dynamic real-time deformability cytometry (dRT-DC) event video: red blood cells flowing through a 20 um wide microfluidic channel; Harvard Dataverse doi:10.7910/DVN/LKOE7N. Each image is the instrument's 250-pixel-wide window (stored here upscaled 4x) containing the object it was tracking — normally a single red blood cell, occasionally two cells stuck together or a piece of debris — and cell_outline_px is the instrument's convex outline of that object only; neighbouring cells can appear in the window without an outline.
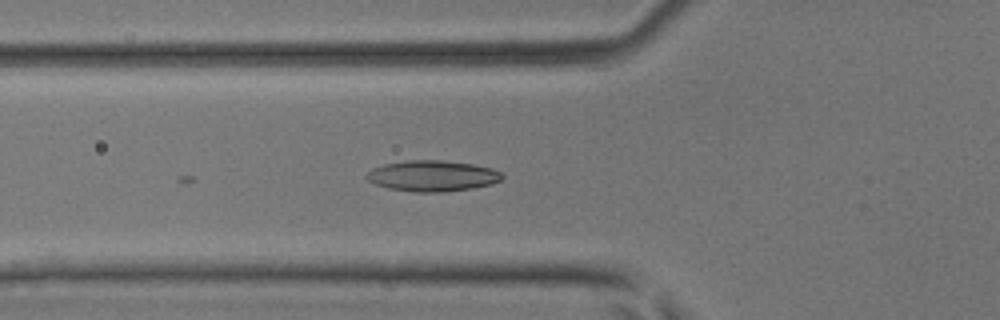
{"species": "common noctule bat (a hibernating species)", "species_latin": "Nyctalus noctula", "temperature_condition": "room temperature", "stored_images_in_passage": 3, "camera_frame_rate_fps": 3000, "um_per_image_px": 0.085, "animal": {"sex": "male", "body_mass_g": 17.9, "forearm_length_mm": 54.2}, "frame": {"image": 1, "passage_image": 3, "time_ms": 0.667, "image_size_px": [1000, 320], "cell_outline_px": [[504, 176], [500, 180], [492, 184], [472, 188], [444, 192], [416, 192], [388, 188], [376, 184], [368, 180], [364, 176], [372, 168], [384, 164], [408, 160], [440, 160], [472, 164], [492, 168], [500, 172]], "centroid_in_image_um": [36.75, 14.95], "position_along_channel_um": 89.1, "area_um2": 24.33}}